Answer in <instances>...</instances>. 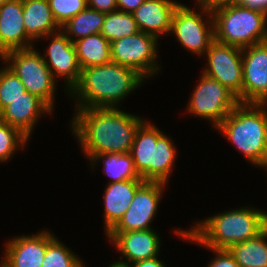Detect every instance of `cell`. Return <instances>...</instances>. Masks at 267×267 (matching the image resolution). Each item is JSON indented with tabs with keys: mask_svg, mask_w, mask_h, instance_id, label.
Instances as JSON below:
<instances>
[{
	"mask_svg": "<svg viewBox=\"0 0 267 267\" xmlns=\"http://www.w3.org/2000/svg\"><path fill=\"white\" fill-rule=\"evenodd\" d=\"M98 160H103V172L112 179L110 181L112 183L130 179H142L135 169L130 153L95 154L90 159L91 165H95Z\"/></svg>",
	"mask_w": 267,
	"mask_h": 267,
	"instance_id": "cell-25",
	"label": "cell"
},
{
	"mask_svg": "<svg viewBox=\"0 0 267 267\" xmlns=\"http://www.w3.org/2000/svg\"><path fill=\"white\" fill-rule=\"evenodd\" d=\"M213 250L217 256H215L214 260H211L208 264V267H240L233 256L229 253L227 249H210Z\"/></svg>",
	"mask_w": 267,
	"mask_h": 267,
	"instance_id": "cell-31",
	"label": "cell"
},
{
	"mask_svg": "<svg viewBox=\"0 0 267 267\" xmlns=\"http://www.w3.org/2000/svg\"><path fill=\"white\" fill-rule=\"evenodd\" d=\"M215 40L245 48L267 41V13L234 3L212 11Z\"/></svg>",
	"mask_w": 267,
	"mask_h": 267,
	"instance_id": "cell-6",
	"label": "cell"
},
{
	"mask_svg": "<svg viewBox=\"0 0 267 267\" xmlns=\"http://www.w3.org/2000/svg\"><path fill=\"white\" fill-rule=\"evenodd\" d=\"M22 5L26 34L33 41L48 38L61 29L53 17L48 0H22Z\"/></svg>",
	"mask_w": 267,
	"mask_h": 267,
	"instance_id": "cell-21",
	"label": "cell"
},
{
	"mask_svg": "<svg viewBox=\"0 0 267 267\" xmlns=\"http://www.w3.org/2000/svg\"><path fill=\"white\" fill-rule=\"evenodd\" d=\"M72 131L89 160L95 154L130 153L141 117L115 108L76 109Z\"/></svg>",
	"mask_w": 267,
	"mask_h": 267,
	"instance_id": "cell-1",
	"label": "cell"
},
{
	"mask_svg": "<svg viewBox=\"0 0 267 267\" xmlns=\"http://www.w3.org/2000/svg\"><path fill=\"white\" fill-rule=\"evenodd\" d=\"M1 60L7 61L6 66L22 81L26 91L38 96L52 110L54 109L53 99L57 81L38 51L33 47L10 50L1 56Z\"/></svg>",
	"mask_w": 267,
	"mask_h": 267,
	"instance_id": "cell-7",
	"label": "cell"
},
{
	"mask_svg": "<svg viewBox=\"0 0 267 267\" xmlns=\"http://www.w3.org/2000/svg\"><path fill=\"white\" fill-rule=\"evenodd\" d=\"M73 43L81 70L111 62V43L100 33L80 38Z\"/></svg>",
	"mask_w": 267,
	"mask_h": 267,
	"instance_id": "cell-22",
	"label": "cell"
},
{
	"mask_svg": "<svg viewBox=\"0 0 267 267\" xmlns=\"http://www.w3.org/2000/svg\"><path fill=\"white\" fill-rule=\"evenodd\" d=\"M201 8L213 11L217 8L237 3L238 0H196Z\"/></svg>",
	"mask_w": 267,
	"mask_h": 267,
	"instance_id": "cell-33",
	"label": "cell"
},
{
	"mask_svg": "<svg viewBox=\"0 0 267 267\" xmlns=\"http://www.w3.org/2000/svg\"><path fill=\"white\" fill-rule=\"evenodd\" d=\"M166 183L145 181L135 192L133 200L119 222L109 232H129L152 229L151 221Z\"/></svg>",
	"mask_w": 267,
	"mask_h": 267,
	"instance_id": "cell-12",
	"label": "cell"
},
{
	"mask_svg": "<svg viewBox=\"0 0 267 267\" xmlns=\"http://www.w3.org/2000/svg\"><path fill=\"white\" fill-rule=\"evenodd\" d=\"M190 230L176 234L210 249H228L231 245L255 238L267 227V213L254 208H238L197 222Z\"/></svg>",
	"mask_w": 267,
	"mask_h": 267,
	"instance_id": "cell-3",
	"label": "cell"
},
{
	"mask_svg": "<svg viewBox=\"0 0 267 267\" xmlns=\"http://www.w3.org/2000/svg\"><path fill=\"white\" fill-rule=\"evenodd\" d=\"M51 43L45 52L44 62L50 69L53 78L62 77L70 92L78 83L81 77V68L79 66L74 43L61 30L52 33Z\"/></svg>",
	"mask_w": 267,
	"mask_h": 267,
	"instance_id": "cell-14",
	"label": "cell"
},
{
	"mask_svg": "<svg viewBox=\"0 0 267 267\" xmlns=\"http://www.w3.org/2000/svg\"><path fill=\"white\" fill-rule=\"evenodd\" d=\"M53 17L61 27L87 6V0H48Z\"/></svg>",
	"mask_w": 267,
	"mask_h": 267,
	"instance_id": "cell-30",
	"label": "cell"
},
{
	"mask_svg": "<svg viewBox=\"0 0 267 267\" xmlns=\"http://www.w3.org/2000/svg\"><path fill=\"white\" fill-rule=\"evenodd\" d=\"M44 112L52 114V109L38 96L27 91L12 100L0 112V117L5 124L16 127L30 138L34 125Z\"/></svg>",
	"mask_w": 267,
	"mask_h": 267,
	"instance_id": "cell-18",
	"label": "cell"
},
{
	"mask_svg": "<svg viewBox=\"0 0 267 267\" xmlns=\"http://www.w3.org/2000/svg\"><path fill=\"white\" fill-rule=\"evenodd\" d=\"M46 253V230L32 236L14 237L5 246L0 267H42Z\"/></svg>",
	"mask_w": 267,
	"mask_h": 267,
	"instance_id": "cell-17",
	"label": "cell"
},
{
	"mask_svg": "<svg viewBox=\"0 0 267 267\" xmlns=\"http://www.w3.org/2000/svg\"><path fill=\"white\" fill-rule=\"evenodd\" d=\"M145 78L136 70L109 62L82 69L79 83L71 90L77 109L115 108Z\"/></svg>",
	"mask_w": 267,
	"mask_h": 267,
	"instance_id": "cell-2",
	"label": "cell"
},
{
	"mask_svg": "<svg viewBox=\"0 0 267 267\" xmlns=\"http://www.w3.org/2000/svg\"><path fill=\"white\" fill-rule=\"evenodd\" d=\"M28 139L16 127L5 124L0 117V162L8 161L16 149H23Z\"/></svg>",
	"mask_w": 267,
	"mask_h": 267,
	"instance_id": "cell-28",
	"label": "cell"
},
{
	"mask_svg": "<svg viewBox=\"0 0 267 267\" xmlns=\"http://www.w3.org/2000/svg\"><path fill=\"white\" fill-rule=\"evenodd\" d=\"M109 267H130V265L128 263H124L119 260L109 265Z\"/></svg>",
	"mask_w": 267,
	"mask_h": 267,
	"instance_id": "cell-37",
	"label": "cell"
},
{
	"mask_svg": "<svg viewBox=\"0 0 267 267\" xmlns=\"http://www.w3.org/2000/svg\"><path fill=\"white\" fill-rule=\"evenodd\" d=\"M32 41L24 27L22 0H7L0 6V57L10 50L31 48Z\"/></svg>",
	"mask_w": 267,
	"mask_h": 267,
	"instance_id": "cell-16",
	"label": "cell"
},
{
	"mask_svg": "<svg viewBox=\"0 0 267 267\" xmlns=\"http://www.w3.org/2000/svg\"><path fill=\"white\" fill-rule=\"evenodd\" d=\"M178 2L172 0H145L132 14L139 31L158 36L169 34L171 19Z\"/></svg>",
	"mask_w": 267,
	"mask_h": 267,
	"instance_id": "cell-19",
	"label": "cell"
},
{
	"mask_svg": "<svg viewBox=\"0 0 267 267\" xmlns=\"http://www.w3.org/2000/svg\"><path fill=\"white\" fill-rule=\"evenodd\" d=\"M158 38L151 34L137 32L134 35L111 42V61L136 70L145 79L158 73L156 65Z\"/></svg>",
	"mask_w": 267,
	"mask_h": 267,
	"instance_id": "cell-10",
	"label": "cell"
},
{
	"mask_svg": "<svg viewBox=\"0 0 267 267\" xmlns=\"http://www.w3.org/2000/svg\"><path fill=\"white\" fill-rule=\"evenodd\" d=\"M242 103L267 104V41L242 48Z\"/></svg>",
	"mask_w": 267,
	"mask_h": 267,
	"instance_id": "cell-13",
	"label": "cell"
},
{
	"mask_svg": "<svg viewBox=\"0 0 267 267\" xmlns=\"http://www.w3.org/2000/svg\"><path fill=\"white\" fill-rule=\"evenodd\" d=\"M143 179H130L110 182L104 195V228L107 234L129 208L136 190L144 183Z\"/></svg>",
	"mask_w": 267,
	"mask_h": 267,
	"instance_id": "cell-20",
	"label": "cell"
},
{
	"mask_svg": "<svg viewBox=\"0 0 267 267\" xmlns=\"http://www.w3.org/2000/svg\"><path fill=\"white\" fill-rule=\"evenodd\" d=\"M188 104L192 115L210 119L217 127L239 104L238 98L218 80L202 73Z\"/></svg>",
	"mask_w": 267,
	"mask_h": 267,
	"instance_id": "cell-9",
	"label": "cell"
},
{
	"mask_svg": "<svg viewBox=\"0 0 267 267\" xmlns=\"http://www.w3.org/2000/svg\"><path fill=\"white\" fill-rule=\"evenodd\" d=\"M267 227L255 238L231 245L227 250L240 267H267Z\"/></svg>",
	"mask_w": 267,
	"mask_h": 267,
	"instance_id": "cell-23",
	"label": "cell"
},
{
	"mask_svg": "<svg viewBox=\"0 0 267 267\" xmlns=\"http://www.w3.org/2000/svg\"><path fill=\"white\" fill-rule=\"evenodd\" d=\"M267 104L239 103L216 127L245 158L267 169Z\"/></svg>",
	"mask_w": 267,
	"mask_h": 267,
	"instance_id": "cell-4",
	"label": "cell"
},
{
	"mask_svg": "<svg viewBox=\"0 0 267 267\" xmlns=\"http://www.w3.org/2000/svg\"><path fill=\"white\" fill-rule=\"evenodd\" d=\"M117 8L120 11L133 13L145 0H116Z\"/></svg>",
	"mask_w": 267,
	"mask_h": 267,
	"instance_id": "cell-34",
	"label": "cell"
},
{
	"mask_svg": "<svg viewBox=\"0 0 267 267\" xmlns=\"http://www.w3.org/2000/svg\"><path fill=\"white\" fill-rule=\"evenodd\" d=\"M106 235L113 245H116L121 255L124 256L123 258L127 259L126 261L121 260V262L132 264L160 254L161 242L158 234L152 229L108 232Z\"/></svg>",
	"mask_w": 267,
	"mask_h": 267,
	"instance_id": "cell-15",
	"label": "cell"
},
{
	"mask_svg": "<svg viewBox=\"0 0 267 267\" xmlns=\"http://www.w3.org/2000/svg\"><path fill=\"white\" fill-rule=\"evenodd\" d=\"M208 63L203 74L218 80L242 103V48L214 40L205 52Z\"/></svg>",
	"mask_w": 267,
	"mask_h": 267,
	"instance_id": "cell-11",
	"label": "cell"
},
{
	"mask_svg": "<svg viewBox=\"0 0 267 267\" xmlns=\"http://www.w3.org/2000/svg\"><path fill=\"white\" fill-rule=\"evenodd\" d=\"M87 4L89 8L105 14L118 10L116 0H87Z\"/></svg>",
	"mask_w": 267,
	"mask_h": 267,
	"instance_id": "cell-32",
	"label": "cell"
},
{
	"mask_svg": "<svg viewBox=\"0 0 267 267\" xmlns=\"http://www.w3.org/2000/svg\"><path fill=\"white\" fill-rule=\"evenodd\" d=\"M25 92L24 84L11 69L7 66L0 69V112Z\"/></svg>",
	"mask_w": 267,
	"mask_h": 267,
	"instance_id": "cell-29",
	"label": "cell"
},
{
	"mask_svg": "<svg viewBox=\"0 0 267 267\" xmlns=\"http://www.w3.org/2000/svg\"><path fill=\"white\" fill-rule=\"evenodd\" d=\"M129 265L130 267H166L164 263L158 259V256L151 259L137 261Z\"/></svg>",
	"mask_w": 267,
	"mask_h": 267,
	"instance_id": "cell-36",
	"label": "cell"
},
{
	"mask_svg": "<svg viewBox=\"0 0 267 267\" xmlns=\"http://www.w3.org/2000/svg\"><path fill=\"white\" fill-rule=\"evenodd\" d=\"M7 0H0V6L4 4Z\"/></svg>",
	"mask_w": 267,
	"mask_h": 267,
	"instance_id": "cell-38",
	"label": "cell"
},
{
	"mask_svg": "<svg viewBox=\"0 0 267 267\" xmlns=\"http://www.w3.org/2000/svg\"><path fill=\"white\" fill-rule=\"evenodd\" d=\"M105 13L99 12L88 6L75 17L68 20L61 31L72 41L101 32ZM72 37H75L74 39Z\"/></svg>",
	"mask_w": 267,
	"mask_h": 267,
	"instance_id": "cell-24",
	"label": "cell"
},
{
	"mask_svg": "<svg viewBox=\"0 0 267 267\" xmlns=\"http://www.w3.org/2000/svg\"><path fill=\"white\" fill-rule=\"evenodd\" d=\"M130 154L144 181L168 182L177 153L172 140L155 125L145 120L140 124Z\"/></svg>",
	"mask_w": 267,
	"mask_h": 267,
	"instance_id": "cell-5",
	"label": "cell"
},
{
	"mask_svg": "<svg viewBox=\"0 0 267 267\" xmlns=\"http://www.w3.org/2000/svg\"><path fill=\"white\" fill-rule=\"evenodd\" d=\"M238 3L267 13V0H238Z\"/></svg>",
	"mask_w": 267,
	"mask_h": 267,
	"instance_id": "cell-35",
	"label": "cell"
},
{
	"mask_svg": "<svg viewBox=\"0 0 267 267\" xmlns=\"http://www.w3.org/2000/svg\"><path fill=\"white\" fill-rule=\"evenodd\" d=\"M139 32L132 13L116 10L105 14L100 34L110 43Z\"/></svg>",
	"mask_w": 267,
	"mask_h": 267,
	"instance_id": "cell-26",
	"label": "cell"
},
{
	"mask_svg": "<svg viewBox=\"0 0 267 267\" xmlns=\"http://www.w3.org/2000/svg\"><path fill=\"white\" fill-rule=\"evenodd\" d=\"M42 267H85L81 259L46 231V253Z\"/></svg>",
	"mask_w": 267,
	"mask_h": 267,
	"instance_id": "cell-27",
	"label": "cell"
},
{
	"mask_svg": "<svg viewBox=\"0 0 267 267\" xmlns=\"http://www.w3.org/2000/svg\"><path fill=\"white\" fill-rule=\"evenodd\" d=\"M201 9L210 21L204 19V22L202 13L179 2L172 15L170 31L186 50L199 56L205 54L215 40L212 11Z\"/></svg>",
	"mask_w": 267,
	"mask_h": 267,
	"instance_id": "cell-8",
	"label": "cell"
}]
</instances>
